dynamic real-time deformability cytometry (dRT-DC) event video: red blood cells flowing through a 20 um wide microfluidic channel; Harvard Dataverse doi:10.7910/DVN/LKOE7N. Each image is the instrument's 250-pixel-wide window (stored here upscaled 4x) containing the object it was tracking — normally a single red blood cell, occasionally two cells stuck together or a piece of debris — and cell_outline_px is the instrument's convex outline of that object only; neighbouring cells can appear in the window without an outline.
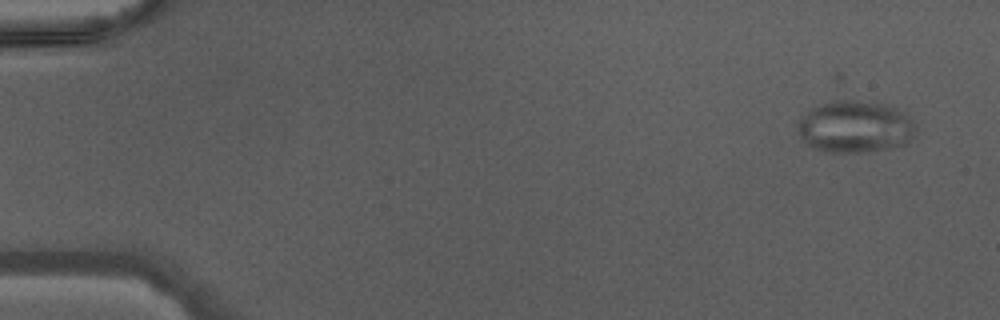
{"species": "Egyptian fruit bat (a non-hibernating species)", "species_latin": "Rousettus aegyptiacus", "temperature_condition": "warm", "stored_images_in_passage": 44, "camera_frame_rate_fps": 3000, "um_per_image_px": 0.085, "animal": {"sex": "male"}, "frame": {"image": 1, "passage_image": 1, "time_ms": 0.0, "image_size_px": [1000, 320], "cell_outline_px": [[916, 136], [904, 144], [884, 148], [860, 152], [824, 152], [808, 144], [804, 140], [796, 128], [796, 124], [816, 104], [836, 100], [848, 100], [888, 104], [904, 112], [912, 120], [916, 128]], "centroid_in_image_um": [72.7, 10.76], "position_along_channel_um": 12.3, "area_um2": 35.6}}
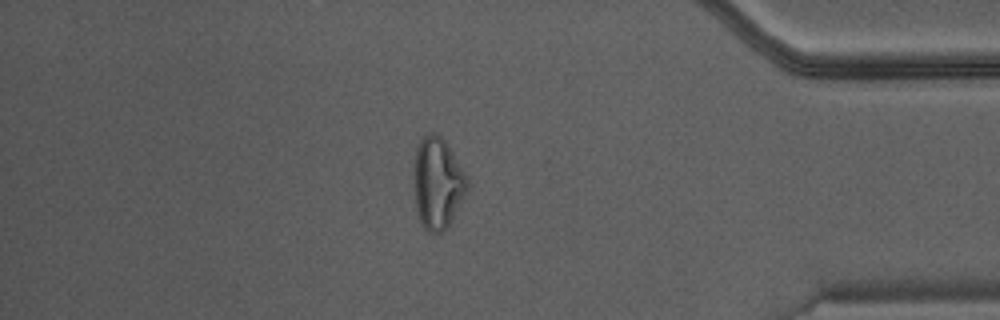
{"frame": {"image": 2, "passage_image": 38, "time_ms": 12.333, "image_size_px": [1000, 320], "cell_outline_px": [[468, 188], [448, 228], [440, 232], [428, 232], [424, 228], [416, 212], [412, 172], [416, 148], [420, 136], [428, 132], [436, 132], [444, 140], [452, 152], [464, 172], [468, 180]], "centroid_in_image_um": [37.15, 15.54], "position_along_channel_um": 398.1, "area_um2": 28.84}}